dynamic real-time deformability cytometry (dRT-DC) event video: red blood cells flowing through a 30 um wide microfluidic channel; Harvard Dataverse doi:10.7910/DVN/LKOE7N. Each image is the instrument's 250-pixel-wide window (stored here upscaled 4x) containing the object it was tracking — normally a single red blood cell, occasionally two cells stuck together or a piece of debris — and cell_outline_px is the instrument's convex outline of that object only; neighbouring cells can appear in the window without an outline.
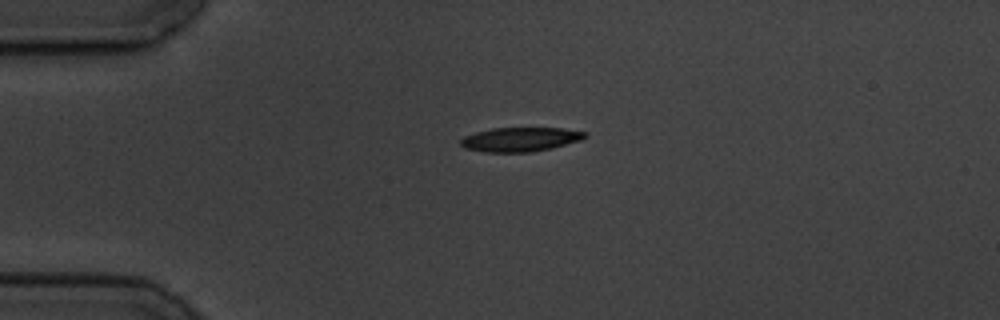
{"species": "common noctule bat (a hibernating species)", "species_latin": "Nyctalus noctula", "temperature_condition": "cold", "stored_images_in_passage": 7, "camera_frame_rate_fps": 3000, "um_per_image_px": 0.085, "animal": {"sex": "male", "body_mass_g": 19.5, "forearm_length_mm": 54.6}, "frame": {"image": 1, "passage_image": 1, "time_ms": 0.0, "image_size_px": [1000, 320], "cell_outline_px": [[588, 136], [580, 140], [552, 148], [532, 152], [484, 152], [464, 148], [460, 144], [460, 140], [464, 136], [476, 132], [492, 128], [564, 128], [588, 132]], "centroid_in_image_um": [44.23, 11.85], "position_along_channel_um": 40.8, "area_um2": 17.63}}
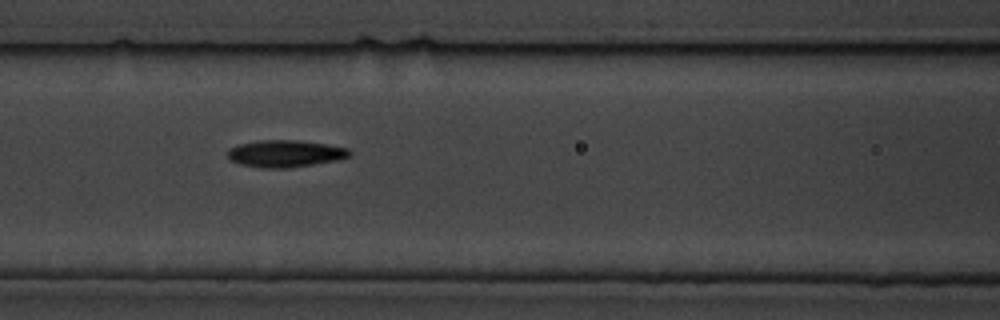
{"frame": {"image": 2, "passage_image": 4, "time_ms": 3.667, "image_size_px": [1000, 320], "cell_outline_px": [[352, 152], [348, 156], [340, 160], [288, 168], [260, 168], [240, 164], [228, 160], [228, 148], [240, 144], [260, 140], [296, 140], [324, 144], [348, 148]], "centroid_in_image_um": [24.22, 13.06], "position_along_channel_um": 142.4, "area_um2": 19.25}}
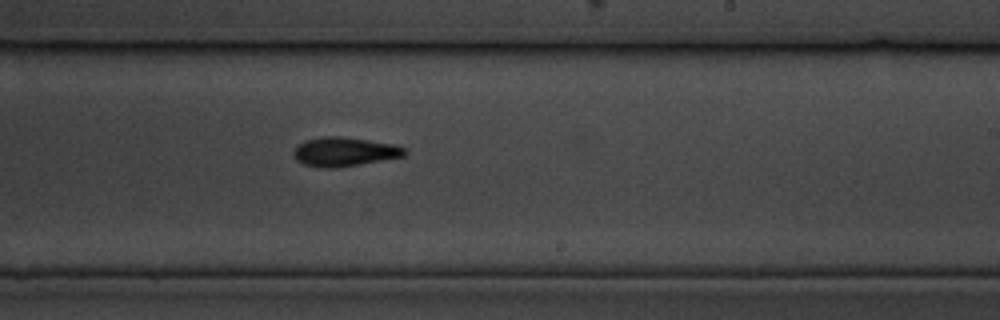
{"frame": {"image": 3, "passage_image": 7, "time_ms": 7.0, "image_size_px": [1000, 320], "cell_outline_px": [[408, 152], [404, 156], [340, 168], [316, 168], [304, 164], [296, 160], [292, 152], [304, 140], [324, 136], [340, 136], [368, 140], [392, 144], [408, 148]], "centroid_in_image_um": [29.28, 12.91], "position_along_channel_um": 259.7, "area_um2": 19.02}}